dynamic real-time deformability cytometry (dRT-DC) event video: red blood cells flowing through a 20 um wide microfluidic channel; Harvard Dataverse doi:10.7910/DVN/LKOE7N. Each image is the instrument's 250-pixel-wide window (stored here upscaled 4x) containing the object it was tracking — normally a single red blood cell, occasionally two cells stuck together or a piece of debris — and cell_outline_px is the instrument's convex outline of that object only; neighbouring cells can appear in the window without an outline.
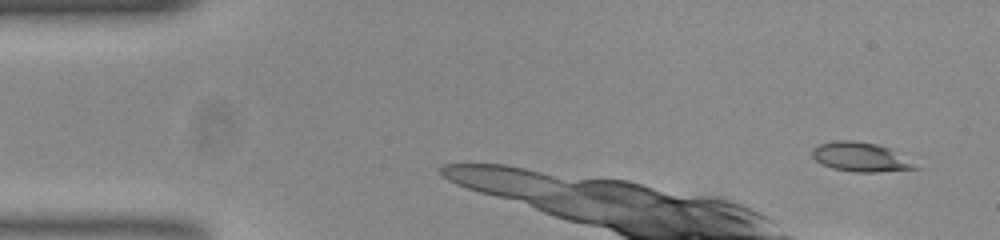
{"species": "common noctule bat (a hibernating species)", "species_latin": "Nyctalus noctula", "temperature_condition": "room temperature", "stored_images_in_passage": 7, "camera_frame_rate_fps": 3000, "um_per_image_px": 0.085, "animal": {"sex": "female", "body_mass_g": 23.0, "forearm_length_mm": 53.4}, "frame": {"image": 1, "passage_image": 1, "time_ms": 0.0, "image_size_px": [1000, 240], "cell_outline_px": [[920, 168], [876, 172], [852, 172], [832, 168], [816, 160], [812, 156], [812, 148], [820, 144], [836, 140], [852, 140], [876, 144], [892, 148]], "centroid_in_image_um": [73.13, 13.34], "position_along_channel_um": 11.9, "area_um2": 17.46}}